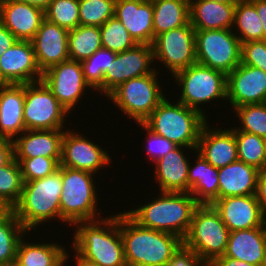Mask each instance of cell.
<instances>
[{"mask_svg":"<svg viewBox=\"0 0 266 266\" xmlns=\"http://www.w3.org/2000/svg\"><path fill=\"white\" fill-rule=\"evenodd\" d=\"M71 248L99 266H127L120 233V212L74 225Z\"/></svg>","mask_w":266,"mask_h":266,"instance_id":"cell-1","label":"cell"},{"mask_svg":"<svg viewBox=\"0 0 266 266\" xmlns=\"http://www.w3.org/2000/svg\"><path fill=\"white\" fill-rule=\"evenodd\" d=\"M159 193L156 199L125 212L142 227L171 233L184 240L199 204L188 192Z\"/></svg>","mask_w":266,"mask_h":266,"instance_id":"cell-2","label":"cell"},{"mask_svg":"<svg viewBox=\"0 0 266 266\" xmlns=\"http://www.w3.org/2000/svg\"><path fill=\"white\" fill-rule=\"evenodd\" d=\"M120 233L127 266H165L183 243L178 236L140 226L120 211Z\"/></svg>","mask_w":266,"mask_h":266,"instance_id":"cell-3","label":"cell"},{"mask_svg":"<svg viewBox=\"0 0 266 266\" xmlns=\"http://www.w3.org/2000/svg\"><path fill=\"white\" fill-rule=\"evenodd\" d=\"M61 194L62 166H59L56 171L42 179L24 182L20 200L12 210L30 233L31 230H37L36 227L45 226L43 223L56 218L60 221Z\"/></svg>","mask_w":266,"mask_h":266,"instance_id":"cell-4","label":"cell"},{"mask_svg":"<svg viewBox=\"0 0 266 266\" xmlns=\"http://www.w3.org/2000/svg\"><path fill=\"white\" fill-rule=\"evenodd\" d=\"M169 100L165 97L143 124L175 145L188 147V152L196 151L202 128L209 122L208 119L179 101L174 103Z\"/></svg>","mask_w":266,"mask_h":266,"instance_id":"cell-5","label":"cell"},{"mask_svg":"<svg viewBox=\"0 0 266 266\" xmlns=\"http://www.w3.org/2000/svg\"><path fill=\"white\" fill-rule=\"evenodd\" d=\"M95 174L62 166L60 222L69 227L78 222L102 219ZM100 210L99 212H97ZM67 223V224H66Z\"/></svg>","mask_w":266,"mask_h":266,"instance_id":"cell-6","label":"cell"},{"mask_svg":"<svg viewBox=\"0 0 266 266\" xmlns=\"http://www.w3.org/2000/svg\"><path fill=\"white\" fill-rule=\"evenodd\" d=\"M171 78L181 87L177 100L200 112L207 119L208 114L203 110L204 104H211V101L216 102L218 99L223 103V100L227 101V75L222 71L195 63L176 72Z\"/></svg>","mask_w":266,"mask_h":266,"instance_id":"cell-7","label":"cell"},{"mask_svg":"<svg viewBox=\"0 0 266 266\" xmlns=\"http://www.w3.org/2000/svg\"><path fill=\"white\" fill-rule=\"evenodd\" d=\"M159 73L160 70H156L125 81L107 96V100L112 101L134 123H143L166 97L158 79Z\"/></svg>","mask_w":266,"mask_h":266,"instance_id":"cell-8","label":"cell"},{"mask_svg":"<svg viewBox=\"0 0 266 266\" xmlns=\"http://www.w3.org/2000/svg\"><path fill=\"white\" fill-rule=\"evenodd\" d=\"M229 229L211 204H199L192 215L191 226L183 243L208 264L224 255Z\"/></svg>","mask_w":266,"mask_h":266,"instance_id":"cell-9","label":"cell"},{"mask_svg":"<svg viewBox=\"0 0 266 266\" xmlns=\"http://www.w3.org/2000/svg\"><path fill=\"white\" fill-rule=\"evenodd\" d=\"M68 114L71 115L44 81L25 84L23 117L26 130L66 129Z\"/></svg>","mask_w":266,"mask_h":266,"instance_id":"cell-10","label":"cell"},{"mask_svg":"<svg viewBox=\"0 0 266 266\" xmlns=\"http://www.w3.org/2000/svg\"><path fill=\"white\" fill-rule=\"evenodd\" d=\"M197 63L229 74L241 63V42L232 29L195 30Z\"/></svg>","mask_w":266,"mask_h":266,"instance_id":"cell-11","label":"cell"},{"mask_svg":"<svg viewBox=\"0 0 266 266\" xmlns=\"http://www.w3.org/2000/svg\"><path fill=\"white\" fill-rule=\"evenodd\" d=\"M152 47L154 62L163 64L172 76L197 63L195 29L190 22L157 35Z\"/></svg>","mask_w":266,"mask_h":266,"instance_id":"cell-12","label":"cell"},{"mask_svg":"<svg viewBox=\"0 0 266 266\" xmlns=\"http://www.w3.org/2000/svg\"><path fill=\"white\" fill-rule=\"evenodd\" d=\"M42 81L69 113L90 89L95 92L85 80L81 62L70 59L47 69Z\"/></svg>","mask_w":266,"mask_h":266,"instance_id":"cell-13","label":"cell"},{"mask_svg":"<svg viewBox=\"0 0 266 266\" xmlns=\"http://www.w3.org/2000/svg\"><path fill=\"white\" fill-rule=\"evenodd\" d=\"M73 131V132H72ZM66 129L62 138L60 166L97 174L111 164L108 150L90 140L89 137ZM89 139V140H88Z\"/></svg>","mask_w":266,"mask_h":266,"instance_id":"cell-14","label":"cell"},{"mask_svg":"<svg viewBox=\"0 0 266 266\" xmlns=\"http://www.w3.org/2000/svg\"><path fill=\"white\" fill-rule=\"evenodd\" d=\"M153 63V47L150 44H137L132 49L116 53L112 64L104 73L103 96L107 97L125 81L154 73L157 68Z\"/></svg>","mask_w":266,"mask_h":266,"instance_id":"cell-15","label":"cell"},{"mask_svg":"<svg viewBox=\"0 0 266 266\" xmlns=\"http://www.w3.org/2000/svg\"><path fill=\"white\" fill-rule=\"evenodd\" d=\"M42 77L31 41L17 40L0 56V84H28Z\"/></svg>","mask_w":266,"mask_h":266,"instance_id":"cell-16","label":"cell"},{"mask_svg":"<svg viewBox=\"0 0 266 266\" xmlns=\"http://www.w3.org/2000/svg\"><path fill=\"white\" fill-rule=\"evenodd\" d=\"M227 102L231 109L266 102V72L240 63L227 74Z\"/></svg>","mask_w":266,"mask_h":266,"instance_id":"cell-17","label":"cell"},{"mask_svg":"<svg viewBox=\"0 0 266 266\" xmlns=\"http://www.w3.org/2000/svg\"><path fill=\"white\" fill-rule=\"evenodd\" d=\"M211 205L230 232L262 227L266 223L255 194L219 198Z\"/></svg>","mask_w":266,"mask_h":266,"instance_id":"cell-18","label":"cell"},{"mask_svg":"<svg viewBox=\"0 0 266 266\" xmlns=\"http://www.w3.org/2000/svg\"><path fill=\"white\" fill-rule=\"evenodd\" d=\"M69 31L48 21H42L31 40L39 69L44 73L50 67L70 59L68 51Z\"/></svg>","mask_w":266,"mask_h":266,"instance_id":"cell-19","label":"cell"},{"mask_svg":"<svg viewBox=\"0 0 266 266\" xmlns=\"http://www.w3.org/2000/svg\"><path fill=\"white\" fill-rule=\"evenodd\" d=\"M208 125L210 124L207 122L202 128L196 152L218 169L236 162L238 153L234 129H220Z\"/></svg>","mask_w":266,"mask_h":266,"instance_id":"cell-20","label":"cell"},{"mask_svg":"<svg viewBox=\"0 0 266 266\" xmlns=\"http://www.w3.org/2000/svg\"><path fill=\"white\" fill-rule=\"evenodd\" d=\"M114 16L137 44H153V5L143 0H116Z\"/></svg>","mask_w":266,"mask_h":266,"instance_id":"cell-21","label":"cell"},{"mask_svg":"<svg viewBox=\"0 0 266 266\" xmlns=\"http://www.w3.org/2000/svg\"><path fill=\"white\" fill-rule=\"evenodd\" d=\"M45 11L16 0H1L0 22L18 39L31 41L42 21Z\"/></svg>","mask_w":266,"mask_h":266,"instance_id":"cell-22","label":"cell"},{"mask_svg":"<svg viewBox=\"0 0 266 266\" xmlns=\"http://www.w3.org/2000/svg\"><path fill=\"white\" fill-rule=\"evenodd\" d=\"M25 84H0V137L15 140L25 130Z\"/></svg>","mask_w":266,"mask_h":266,"instance_id":"cell-23","label":"cell"},{"mask_svg":"<svg viewBox=\"0 0 266 266\" xmlns=\"http://www.w3.org/2000/svg\"><path fill=\"white\" fill-rule=\"evenodd\" d=\"M183 148L188 151V147L177 146L154 162V180L161 192H188V167L192 157L188 158Z\"/></svg>","mask_w":266,"mask_h":266,"instance_id":"cell-24","label":"cell"},{"mask_svg":"<svg viewBox=\"0 0 266 266\" xmlns=\"http://www.w3.org/2000/svg\"><path fill=\"white\" fill-rule=\"evenodd\" d=\"M266 253V223L262 227L229 233L224 256L262 266Z\"/></svg>","mask_w":266,"mask_h":266,"instance_id":"cell-25","label":"cell"},{"mask_svg":"<svg viewBox=\"0 0 266 266\" xmlns=\"http://www.w3.org/2000/svg\"><path fill=\"white\" fill-rule=\"evenodd\" d=\"M65 130H25L13 141L14 158L61 157Z\"/></svg>","mask_w":266,"mask_h":266,"instance_id":"cell-26","label":"cell"},{"mask_svg":"<svg viewBox=\"0 0 266 266\" xmlns=\"http://www.w3.org/2000/svg\"><path fill=\"white\" fill-rule=\"evenodd\" d=\"M236 5L189 0L190 23L195 30L233 29Z\"/></svg>","mask_w":266,"mask_h":266,"instance_id":"cell-27","label":"cell"},{"mask_svg":"<svg viewBox=\"0 0 266 266\" xmlns=\"http://www.w3.org/2000/svg\"><path fill=\"white\" fill-rule=\"evenodd\" d=\"M259 170L237 160L218 169V199L229 196L254 195Z\"/></svg>","mask_w":266,"mask_h":266,"instance_id":"cell-28","label":"cell"},{"mask_svg":"<svg viewBox=\"0 0 266 266\" xmlns=\"http://www.w3.org/2000/svg\"><path fill=\"white\" fill-rule=\"evenodd\" d=\"M41 243L20 240L17 248L16 260L21 266H67L69 264V252L62 244L49 241ZM69 266H72L69 264Z\"/></svg>","mask_w":266,"mask_h":266,"instance_id":"cell-29","label":"cell"},{"mask_svg":"<svg viewBox=\"0 0 266 266\" xmlns=\"http://www.w3.org/2000/svg\"><path fill=\"white\" fill-rule=\"evenodd\" d=\"M195 153L197 158L188 167V193L198 204H212L218 199V168L213 167L198 152Z\"/></svg>","mask_w":266,"mask_h":266,"instance_id":"cell-30","label":"cell"},{"mask_svg":"<svg viewBox=\"0 0 266 266\" xmlns=\"http://www.w3.org/2000/svg\"><path fill=\"white\" fill-rule=\"evenodd\" d=\"M153 5V32L157 35L190 22L189 0H160Z\"/></svg>","mask_w":266,"mask_h":266,"instance_id":"cell-31","label":"cell"},{"mask_svg":"<svg viewBox=\"0 0 266 266\" xmlns=\"http://www.w3.org/2000/svg\"><path fill=\"white\" fill-rule=\"evenodd\" d=\"M102 48L101 32L97 26L79 25L69 31L70 60L83 61Z\"/></svg>","mask_w":266,"mask_h":266,"instance_id":"cell-32","label":"cell"},{"mask_svg":"<svg viewBox=\"0 0 266 266\" xmlns=\"http://www.w3.org/2000/svg\"><path fill=\"white\" fill-rule=\"evenodd\" d=\"M233 26L235 27L232 31L241 43L263 40L262 22L255 6L249 0H242L236 5Z\"/></svg>","mask_w":266,"mask_h":266,"instance_id":"cell-33","label":"cell"},{"mask_svg":"<svg viewBox=\"0 0 266 266\" xmlns=\"http://www.w3.org/2000/svg\"><path fill=\"white\" fill-rule=\"evenodd\" d=\"M27 232L12 209L0 216V263L16 259L18 244Z\"/></svg>","mask_w":266,"mask_h":266,"instance_id":"cell-34","label":"cell"},{"mask_svg":"<svg viewBox=\"0 0 266 266\" xmlns=\"http://www.w3.org/2000/svg\"><path fill=\"white\" fill-rule=\"evenodd\" d=\"M23 185L19 163L13 158L0 168V200L8 209H12L19 202Z\"/></svg>","mask_w":266,"mask_h":266,"instance_id":"cell-35","label":"cell"},{"mask_svg":"<svg viewBox=\"0 0 266 266\" xmlns=\"http://www.w3.org/2000/svg\"><path fill=\"white\" fill-rule=\"evenodd\" d=\"M116 53L108 49H98L89 58L81 61L83 74L86 82L96 92L103 96V78L104 73L112 64Z\"/></svg>","mask_w":266,"mask_h":266,"instance_id":"cell-36","label":"cell"},{"mask_svg":"<svg viewBox=\"0 0 266 266\" xmlns=\"http://www.w3.org/2000/svg\"><path fill=\"white\" fill-rule=\"evenodd\" d=\"M234 117L239 118L240 126L232 127L234 131L255 134L266 139V102L261 104H246L232 109Z\"/></svg>","mask_w":266,"mask_h":266,"instance_id":"cell-37","label":"cell"},{"mask_svg":"<svg viewBox=\"0 0 266 266\" xmlns=\"http://www.w3.org/2000/svg\"><path fill=\"white\" fill-rule=\"evenodd\" d=\"M238 160L263 170L266 139L252 133L234 131Z\"/></svg>","mask_w":266,"mask_h":266,"instance_id":"cell-38","label":"cell"},{"mask_svg":"<svg viewBox=\"0 0 266 266\" xmlns=\"http://www.w3.org/2000/svg\"><path fill=\"white\" fill-rule=\"evenodd\" d=\"M102 48L111 50L114 53L134 48L137 43L130 33L115 16L107 20L101 27Z\"/></svg>","mask_w":266,"mask_h":266,"instance_id":"cell-39","label":"cell"},{"mask_svg":"<svg viewBox=\"0 0 266 266\" xmlns=\"http://www.w3.org/2000/svg\"><path fill=\"white\" fill-rule=\"evenodd\" d=\"M45 18L68 31L75 29L80 25L79 0H52Z\"/></svg>","mask_w":266,"mask_h":266,"instance_id":"cell-40","label":"cell"},{"mask_svg":"<svg viewBox=\"0 0 266 266\" xmlns=\"http://www.w3.org/2000/svg\"><path fill=\"white\" fill-rule=\"evenodd\" d=\"M116 0H79L80 25L101 27L114 17Z\"/></svg>","mask_w":266,"mask_h":266,"instance_id":"cell-41","label":"cell"},{"mask_svg":"<svg viewBox=\"0 0 266 266\" xmlns=\"http://www.w3.org/2000/svg\"><path fill=\"white\" fill-rule=\"evenodd\" d=\"M19 163L24 182L42 179L56 171L60 166L61 157L15 158Z\"/></svg>","mask_w":266,"mask_h":266,"instance_id":"cell-42","label":"cell"},{"mask_svg":"<svg viewBox=\"0 0 266 266\" xmlns=\"http://www.w3.org/2000/svg\"><path fill=\"white\" fill-rule=\"evenodd\" d=\"M241 63L266 72V40L241 43Z\"/></svg>","mask_w":266,"mask_h":266,"instance_id":"cell-43","label":"cell"},{"mask_svg":"<svg viewBox=\"0 0 266 266\" xmlns=\"http://www.w3.org/2000/svg\"><path fill=\"white\" fill-rule=\"evenodd\" d=\"M136 125H138L139 127L141 126L140 129H142L144 133L147 134L145 139V142H147V146L145 145L147 153H145V155L148 154L147 156H149L152 162H156L177 147V145H175L170 140L153 133L143 123H136Z\"/></svg>","mask_w":266,"mask_h":266,"instance_id":"cell-44","label":"cell"},{"mask_svg":"<svg viewBox=\"0 0 266 266\" xmlns=\"http://www.w3.org/2000/svg\"><path fill=\"white\" fill-rule=\"evenodd\" d=\"M208 263L193 249L182 243L165 266H207Z\"/></svg>","mask_w":266,"mask_h":266,"instance_id":"cell-45","label":"cell"},{"mask_svg":"<svg viewBox=\"0 0 266 266\" xmlns=\"http://www.w3.org/2000/svg\"><path fill=\"white\" fill-rule=\"evenodd\" d=\"M255 196L260 205L261 213L266 219V170H259Z\"/></svg>","mask_w":266,"mask_h":266,"instance_id":"cell-46","label":"cell"},{"mask_svg":"<svg viewBox=\"0 0 266 266\" xmlns=\"http://www.w3.org/2000/svg\"><path fill=\"white\" fill-rule=\"evenodd\" d=\"M14 158L13 140L0 137V168L6 166Z\"/></svg>","mask_w":266,"mask_h":266,"instance_id":"cell-47","label":"cell"},{"mask_svg":"<svg viewBox=\"0 0 266 266\" xmlns=\"http://www.w3.org/2000/svg\"><path fill=\"white\" fill-rule=\"evenodd\" d=\"M18 39L0 22V56Z\"/></svg>","mask_w":266,"mask_h":266,"instance_id":"cell-48","label":"cell"},{"mask_svg":"<svg viewBox=\"0 0 266 266\" xmlns=\"http://www.w3.org/2000/svg\"><path fill=\"white\" fill-rule=\"evenodd\" d=\"M210 266H257L253 264H249L247 262L236 260L227 256H219L217 257Z\"/></svg>","mask_w":266,"mask_h":266,"instance_id":"cell-49","label":"cell"},{"mask_svg":"<svg viewBox=\"0 0 266 266\" xmlns=\"http://www.w3.org/2000/svg\"><path fill=\"white\" fill-rule=\"evenodd\" d=\"M256 8L263 28V40H266V0H249Z\"/></svg>","mask_w":266,"mask_h":266,"instance_id":"cell-50","label":"cell"},{"mask_svg":"<svg viewBox=\"0 0 266 266\" xmlns=\"http://www.w3.org/2000/svg\"><path fill=\"white\" fill-rule=\"evenodd\" d=\"M16 1L31 4L32 6H36L45 11L52 0H16Z\"/></svg>","mask_w":266,"mask_h":266,"instance_id":"cell-51","label":"cell"},{"mask_svg":"<svg viewBox=\"0 0 266 266\" xmlns=\"http://www.w3.org/2000/svg\"><path fill=\"white\" fill-rule=\"evenodd\" d=\"M71 251H73L74 254H75V255H73V257L75 256L74 257V259H75L74 260L75 261L74 264H76V266H99L97 263H94V262H91L89 260L84 259L74 249L71 250Z\"/></svg>","mask_w":266,"mask_h":266,"instance_id":"cell-52","label":"cell"},{"mask_svg":"<svg viewBox=\"0 0 266 266\" xmlns=\"http://www.w3.org/2000/svg\"><path fill=\"white\" fill-rule=\"evenodd\" d=\"M208 1H214L218 3L229 4V5H237L242 0H208Z\"/></svg>","mask_w":266,"mask_h":266,"instance_id":"cell-53","label":"cell"},{"mask_svg":"<svg viewBox=\"0 0 266 266\" xmlns=\"http://www.w3.org/2000/svg\"><path fill=\"white\" fill-rule=\"evenodd\" d=\"M0 266H21L20 263L15 259L8 262L0 263Z\"/></svg>","mask_w":266,"mask_h":266,"instance_id":"cell-54","label":"cell"},{"mask_svg":"<svg viewBox=\"0 0 266 266\" xmlns=\"http://www.w3.org/2000/svg\"><path fill=\"white\" fill-rule=\"evenodd\" d=\"M9 209L4 205V203L0 200V216H2Z\"/></svg>","mask_w":266,"mask_h":266,"instance_id":"cell-55","label":"cell"},{"mask_svg":"<svg viewBox=\"0 0 266 266\" xmlns=\"http://www.w3.org/2000/svg\"><path fill=\"white\" fill-rule=\"evenodd\" d=\"M263 169L266 170V142H265V148H264V162H263Z\"/></svg>","mask_w":266,"mask_h":266,"instance_id":"cell-56","label":"cell"},{"mask_svg":"<svg viewBox=\"0 0 266 266\" xmlns=\"http://www.w3.org/2000/svg\"><path fill=\"white\" fill-rule=\"evenodd\" d=\"M145 2H149V3H154V2H157V1H160V0H143Z\"/></svg>","mask_w":266,"mask_h":266,"instance_id":"cell-57","label":"cell"},{"mask_svg":"<svg viewBox=\"0 0 266 266\" xmlns=\"http://www.w3.org/2000/svg\"><path fill=\"white\" fill-rule=\"evenodd\" d=\"M262 266H266V253H265L264 263Z\"/></svg>","mask_w":266,"mask_h":266,"instance_id":"cell-58","label":"cell"}]
</instances>
